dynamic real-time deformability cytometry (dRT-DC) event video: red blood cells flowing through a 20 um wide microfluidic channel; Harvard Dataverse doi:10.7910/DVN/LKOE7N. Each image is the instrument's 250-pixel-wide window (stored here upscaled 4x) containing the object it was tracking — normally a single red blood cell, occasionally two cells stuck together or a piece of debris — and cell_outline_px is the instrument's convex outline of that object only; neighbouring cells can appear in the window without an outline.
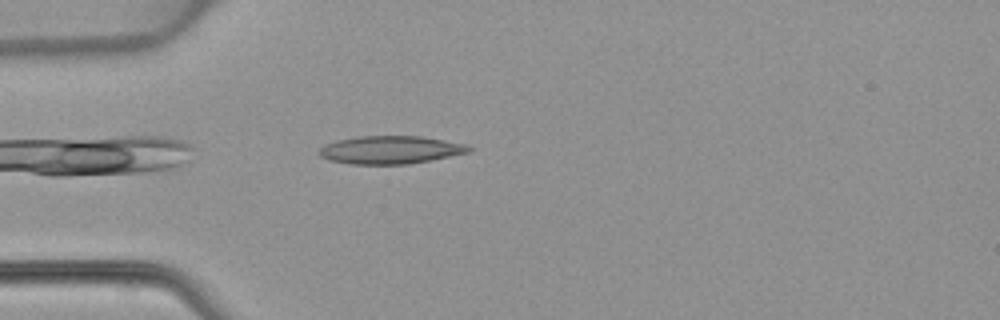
{"species": "common noctule bat (a hibernating species)", "species_latin": "Nyctalus noctula", "temperature_condition": "warm", "stored_images_in_passage": 35, "camera_frame_rate_fps": 3000, "um_per_image_px": 0.085, "animal": {"sex": "female", "body_mass_g": 22.7, "forearm_length_mm": 54.2}, "frame": {"image": 1, "passage_image": 1, "time_ms": 0.0, "image_size_px": [1000, 320], "cell_outline_px": [[476, 148], [472, 152], [432, 160], [408, 164], [352, 164], [328, 160], [320, 156], [316, 152], [324, 144], [336, 140], [356, 136], [420, 136], [468, 144]], "centroid_in_image_um": [33.22, 12.73], "position_along_channel_um": 51.8, "area_um2": 24.85}}
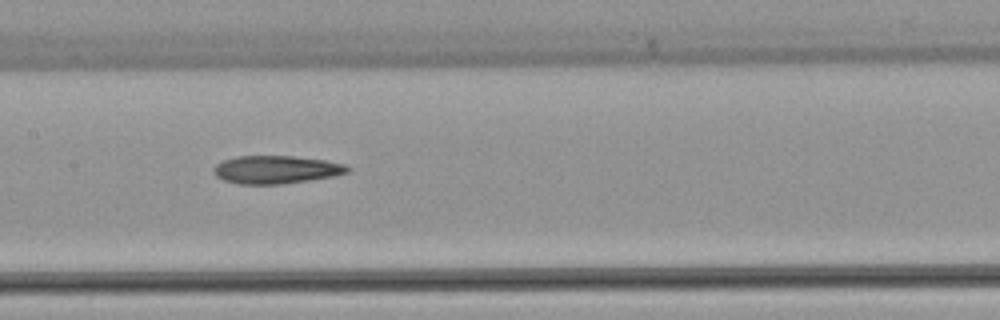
{"frame": {"image": 2, "passage_image": 11, "time_ms": 3.333, "image_size_px": [1000, 320], "cell_outline_px": [[352, 168], [348, 172], [336, 176], [280, 184], [240, 184], [224, 180], [216, 176], [212, 172], [212, 168], [220, 160], [236, 156], [292, 156], [324, 160], [344, 164]], "centroid_in_image_um": [23.43, 14.41], "position_along_channel_um": 184.0, "area_um2": 21.96}}
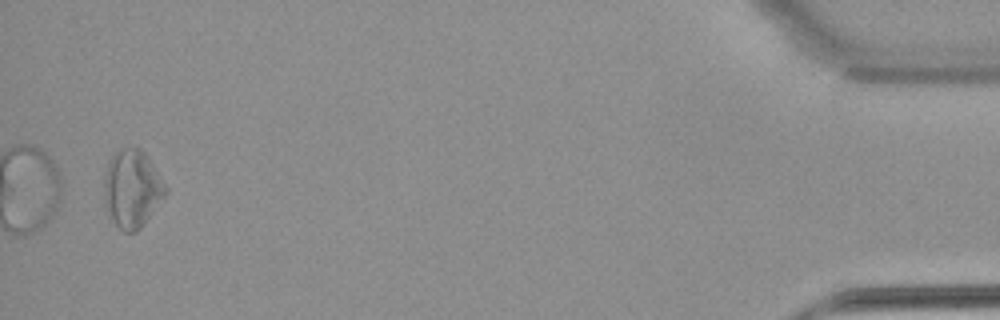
{"frame": {"image": 3, "passage_image": 34, "time_ms": 11.0, "image_size_px": [1000, 320], "cell_outline_px": [[168, 192], [144, 224], [136, 232], [124, 232], [112, 220], [104, 200], [104, 180], [108, 160], [120, 148], [140, 148], [148, 156], [168, 188]], "centroid_in_image_um": [11.24, 16.03], "position_along_channel_um": 424.0, "area_um2": 27.8}}